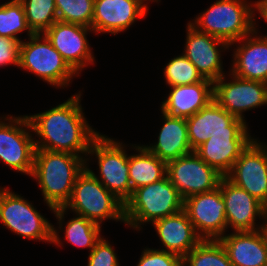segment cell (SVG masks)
Instances as JSON below:
<instances>
[{"mask_svg": "<svg viewBox=\"0 0 267 266\" xmlns=\"http://www.w3.org/2000/svg\"><path fill=\"white\" fill-rule=\"evenodd\" d=\"M81 97L82 92L79 91L49 110L26 114L36 149L68 152L86 160L91 143L100 132L86 120Z\"/></svg>", "mask_w": 267, "mask_h": 266, "instance_id": "1", "label": "cell"}, {"mask_svg": "<svg viewBox=\"0 0 267 266\" xmlns=\"http://www.w3.org/2000/svg\"><path fill=\"white\" fill-rule=\"evenodd\" d=\"M86 160L72 153L36 149L31 176L38 183L44 203L52 213L70 199Z\"/></svg>", "mask_w": 267, "mask_h": 266, "instance_id": "2", "label": "cell"}, {"mask_svg": "<svg viewBox=\"0 0 267 266\" xmlns=\"http://www.w3.org/2000/svg\"><path fill=\"white\" fill-rule=\"evenodd\" d=\"M255 2L216 0L189 23L197 30L217 37L229 45L255 29Z\"/></svg>", "mask_w": 267, "mask_h": 266, "instance_id": "3", "label": "cell"}, {"mask_svg": "<svg viewBox=\"0 0 267 266\" xmlns=\"http://www.w3.org/2000/svg\"><path fill=\"white\" fill-rule=\"evenodd\" d=\"M183 204L184 200L166 175L133 191L124 203L125 225L139 232L144 225L181 211Z\"/></svg>", "mask_w": 267, "mask_h": 266, "instance_id": "4", "label": "cell"}, {"mask_svg": "<svg viewBox=\"0 0 267 266\" xmlns=\"http://www.w3.org/2000/svg\"><path fill=\"white\" fill-rule=\"evenodd\" d=\"M102 226L105 220L124 223V203L85 167L77 176L70 199L63 207Z\"/></svg>", "mask_w": 267, "mask_h": 266, "instance_id": "5", "label": "cell"}, {"mask_svg": "<svg viewBox=\"0 0 267 266\" xmlns=\"http://www.w3.org/2000/svg\"><path fill=\"white\" fill-rule=\"evenodd\" d=\"M126 147L129 145L100 133L92 141L87 155L89 158H86V168L123 203L131 197L129 154ZM92 159L97 160L98 175L89 167Z\"/></svg>", "mask_w": 267, "mask_h": 266, "instance_id": "6", "label": "cell"}, {"mask_svg": "<svg viewBox=\"0 0 267 266\" xmlns=\"http://www.w3.org/2000/svg\"><path fill=\"white\" fill-rule=\"evenodd\" d=\"M28 40L20 43L18 68L59 89L68 88L72 79L79 77L43 33Z\"/></svg>", "mask_w": 267, "mask_h": 266, "instance_id": "7", "label": "cell"}, {"mask_svg": "<svg viewBox=\"0 0 267 266\" xmlns=\"http://www.w3.org/2000/svg\"><path fill=\"white\" fill-rule=\"evenodd\" d=\"M23 197L0 187V222L18 236L52 244L53 224Z\"/></svg>", "mask_w": 267, "mask_h": 266, "instance_id": "8", "label": "cell"}, {"mask_svg": "<svg viewBox=\"0 0 267 266\" xmlns=\"http://www.w3.org/2000/svg\"><path fill=\"white\" fill-rule=\"evenodd\" d=\"M26 115L0 116V161L17 173L31 176L35 141Z\"/></svg>", "mask_w": 267, "mask_h": 266, "instance_id": "9", "label": "cell"}, {"mask_svg": "<svg viewBox=\"0 0 267 266\" xmlns=\"http://www.w3.org/2000/svg\"><path fill=\"white\" fill-rule=\"evenodd\" d=\"M248 123L236 118L228 131L210 134V138L194 152L208 165L226 176L232 169L241 152L255 138L249 132Z\"/></svg>", "mask_w": 267, "mask_h": 266, "instance_id": "10", "label": "cell"}, {"mask_svg": "<svg viewBox=\"0 0 267 266\" xmlns=\"http://www.w3.org/2000/svg\"><path fill=\"white\" fill-rule=\"evenodd\" d=\"M228 73L227 78L224 74L213 82V99L228 113L246 122L244 112L267 105V83Z\"/></svg>", "mask_w": 267, "mask_h": 266, "instance_id": "11", "label": "cell"}, {"mask_svg": "<svg viewBox=\"0 0 267 266\" xmlns=\"http://www.w3.org/2000/svg\"><path fill=\"white\" fill-rule=\"evenodd\" d=\"M167 176L183 200L216 189L223 178L194 151L168 161Z\"/></svg>", "mask_w": 267, "mask_h": 266, "instance_id": "12", "label": "cell"}, {"mask_svg": "<svg viewBox=\"0 0 267 266\" xmlns=\"http://www.w3.org/2000/svg\"><path fill=\"white\" fill-rule=\"evenodd\" d=\"M226 177L267 207V144L255 137Z\"/></svg>", "mask_w": 267, "mask_h": 266, "instance_id": "13", "label": "cell"}, {"mask_svg": "<svg viewBox=\"0 0 267 266\" xmlns=\"http://www.w3.org/2000/svg\"><path fill=\"white\" fill-rule=\"evenodd\" d=\"M183 209L202 239L218 240L229 232L220 186L184 199Z\"/></svg>", "mask_w": 267, "mask_h": 266, "instance_id": "14", "label": "cell"}, {"mask_svg": "<svg viewBox=\"0 0 267 266\" xmlns=\"http://www.w3.org/2000/svg\"><path fill=\"white\" fill-rule=\"evenodd\" d=\"M92 32V28L83 25L56 21L43 34L68 65L80 76L86 66L96 62L92 47L87 39V35Z\"/></svg>", "mask_w": 267, "mask_h": 266, "instance_id": "15", "label": "cell"}, {"mask_svg": "<svg viewBox=\"0 0 267 266\" xmlns=\"http://www.w3.org/2000/svg\"><path fill=\"white\" fill-rule=\"evenodd\" d=\"M219 186L225 203L227 229L232 232L258 230L260 224L257 223L263 220L267 207L226 176H223ZM258 220L260 222H256Z\"/></svg>", "mask_w": 267, "mask_h": 266, "instance_id": "16", "label": "cell"}, {"mask_svg": "<svg viewBox=\"0 0 267 266\" xmlns=\"http://www.w3.org/2000/svg\"><path fill=\"white\" fill-rule=\"evenodd\" d=\"M186 41L182 54L192 62L201 75L216 81L225 72L222 52L230 49V45L214 36L197 30L189 22L186 25Z\"/></svg>", "mask_w": 267, "mask_h": 266, "instance_id": "17", "label": "cell"}, {"mask_svg": "<svg viewBox=\"0 0 267 266\" xmlns=\"http://www.w3.org/2000/svg\"><path fill=\"white\" fill-rule=\"evenodd\" d=\"M148 8L141 0H94L93 33L117 35L126 32L137 19L147 16Z\"/></svg>", "mask_w": 267, "mask_h": 266, "instance_id": "18", "label": "cell"}, {"mask_svg": "<svg viewBox=\"0 0 267 266\" xmlns=\"http://www.w3.org/2000/svg\"><path fill=\"white\" fill-rule=\"evenodd\" d=\"M257 27L259 24L250 34L230 44V49L236 48L229 71L242 79L267 83V35H260Z\"/></svg>", "mask_w": 267, "mask_h": 266, "instance_id": "19", "label": "cell"}, {"mask_svg": "<svg viewBox=\"0 0 267 266\" xmlns=\"http://www.w3.org/2000/svg\"><path fill=\"white\" fill-rule=\"evenodd\" d=\"M161 242L159 250L183 259L203 239L196 233L184 209L152 223Z\"/></svg>", "mask_w": 267, "mask_h": 266, "instance_id": "20", "label": "cell"}, {"mask_svg": "<svg viewBox=\"0 0 267 266\" xmlns=\"http://www.w3.org/2000/svg\"><path fill=\"white\" fill-rule=\"evenodd\" d=\"M168 88L171 91L161 102L160 110L169 116L187 119L213 100V81L206 78L193 84Z\"/></svg>", "mask_w": 267, "mask_h": 266, "instance_id": "21", "label": "cell"}, {"mask_svg": "<svg viewBox=\"0 0 267 266\" xmlns=\"http://www.w3.org/2000/svg\"><path fill=\"white\" fill-rule=\"evenodd\" d=\"M218 240L233 266H267V247L258 230L230 231Z\"/></svg>", "mask_w": 267, "mask_h": 266, "instance_id": "22", "label": "cell"}, {"mask_svg": "<svg viewBox=\"0 0 267 266\" xmlns=\"http://www.w3.org/2000/svg\"><path fill=\"white\" fill-rule=\"evenodd\" d=\"M162 113V126L157 136V142L144 145L160 160L168 161L189 154L191 149L188 138V127L185 118L173 117Z\"/></svg>", "mask_w": 267, "mask_h": 266, "instance_id": "23", "label": "cell"}, {"mask_svg": "<svg viewBox=\"0 0 267 266\" xmlns=\"http://www.w3.org/2000/svg\"><path fill=\"white\" fill-rule=\"evenodd\" d=\"M53 214L57 219V226L53 225L52 230L53 245H57L58 247L64 246L62 242L63 240L59 235L60 231L64 232V239L67 244L69 243L77 248H88L89 251H91L102 238V226L86 219L83 216L74 214L73 218H70L67 222H65V214L68 215V211L63 207L56 208Z\"/></svg>", "mask_w": 267, "mask_h": 266, "instance_id": "24", "label": "cell"}, {"mask_svg": "<svg viewBox=\"0 0 267 266\" xmlns=\"http://www.w3.org/2000/svg\"><path fill=\"white\" fill-rule=\"evenodd\" d=\"M236 117L223 109L214 99L193 116L186 119L188 138L194 151L210 138V134L228 131Z\"/></svg>", "mask_w": 267, "mask_h": 266, "instance_id": "25", "label": "cell"}, {"mask_svg": "<svg viewBox=\"0 0 267 266\" xmlns=\"http://www.w3.org/2000/svg\"><path fill=\"white\" fill-rule=\"evenodd\" d=\"M135 151L129 154L131 195L139 187L152 184L167 175V163L151 153L143 144H130Z\"/></svg>", "mask_w": 267, "mask_h": 266, "instance_id": "26", "label": "cell"}, {"mask_svg": "<svg viewBox=\"0 0 267 266\" xmlns=\"http://www.w3.org/2000/svg\"><path fill=\"white\" fill-rule=\"evenodd\" d=\"M182 266H233L219 240L203 239L183 259Z\"/></svg>", "mask_w": 267, "mask_h": 266, "instance_id": "27", "label": "cell"}, {"mask_svg": "<svg viewBox=\"0 0 267 266\" xmlns=\"http://www.w3.org/2000/svg\"><path fill=\"white\" fill-rule=\"evenodd\" d=\"M26 31L28 38L34 33L29 28L25 11L20 0H9L0 5V37H8L19 41L18 34Z\"/></svg>", "mask_w": 267, "mask_h": 266, "instance_id": "28", "label": "cell"}, {"mask_svg": "<svg viewBox=\"0 0 267 266\" xmlns=\"http://www.w3.org/2000/svg\"><path fill=\"white\" fill-rule=\"evenodd\" d=\"M27 24L34 34L44 33L57 19L55 0H20Z\"/></svg>", "mask_w": 267, "mask_h": 266, "instance_id": "29", "label": "cell"}, {"mask_svg": "<svg viewBox=\"0 0 267 266\" xmlns=\"http://www.w3.org/2000/svg\"><path fill=\"white\" fill-rule=\"evenodd\" d=\"M163 69L165 83L169 87L193 84L205 79L183 54L174 56Z\"/></svg>", "mask_w": 267, "mask_h": 266, "instance_id": "30", "label": "cell"}, {"mask_svg": "<svg viewBox=\"0 0 267 266\" xmlns=\"http://www.w3.org/2000/svg\"><path fill=\"white\" fill-rule=\"evenodd\" d=\"M55 7L58 21L91 28L94 0H55Z\"/></svg>", "mask_w": 267, "mask_h": 266, "instance_id": "31", "label": "cell"}, {"mask_svg": "<svg viewBox=\"0 0 267 266\" xmlns=\"http://www.w3.org/2000/svg\"><path fill=\"white\" fill-rule=\"evenodd\" d=\"M104 236L89 252L87 266H120L116 250Z\"/></svg>", "mask_w": 267, "mask_h": 266, "instance_id": "32", "label": "cell"}, {"mask_svg": "<svg viewBox=\"0 0 267 266\" xmlns=\"http://www.w3.org/2000/svg\"><path fill=\"white\" fill-rule=\"evenodd\" d=\"M144 248L136 266H182L178 255L156 248Z\"/></svg>", "mask_w": 267, "mask_h": 266, "instance_id": "33", "label": "cell"}, {"mask_svg": "<svg viewBox=\"0 0 267 266\" xmlns=\"http://www.w3.org/2000/svg\"><path fill=\"white\" fill-rule=\"evenodd\" d=\"M20 42L8 38L0 37V67L13 65L19 67Z\"/></svg>", "mask_w": 267, "mask_h": 266, "instance_id": "34", "label": "cell"}, {"mask_svg": "<svg viewBox=\"0 0 267 266\" xmlns=\"http://www.w3.org/2000/svg\"><path fill=\"white\" fill-rule=\"evenodd\" d=\"M255 2V13L267 23V0H257Z\"/></svg>", "mask_w": 267, "mask_h": 266, "instance_id": "35", "label": "cell"}, {"mask_svg": "<svg viewBox=\"0 0 267 266\" xmlns=\"http://www.w3.org/2000/svg\"><path fill=\"white\" fill-rule=\"evenodd\" d=\"M261 223L259 225L258 231L262 236L265 246L267 247V213L263 217Z\"/></svg>", "mask_w": 267, "mask_h": 266, "instance_id": "36", "label": "cell"}, {"mask_svg": "<svg viewBox=\"0 0 267 266\" xmlns=\"http://www.w3.org/2000/svg\"><path fill=\"white\" fill-rule=\"evenodd\" d=\"M142 2H144L147 6H148V4L147 3H149V2H156V3H158V2H160L161 0H141ZM148 1V2H147Z\"/></svg>", "mask_w": 267, "mask_h": 266, "instance_id": "37", "label": "cell"}]
</instances>
